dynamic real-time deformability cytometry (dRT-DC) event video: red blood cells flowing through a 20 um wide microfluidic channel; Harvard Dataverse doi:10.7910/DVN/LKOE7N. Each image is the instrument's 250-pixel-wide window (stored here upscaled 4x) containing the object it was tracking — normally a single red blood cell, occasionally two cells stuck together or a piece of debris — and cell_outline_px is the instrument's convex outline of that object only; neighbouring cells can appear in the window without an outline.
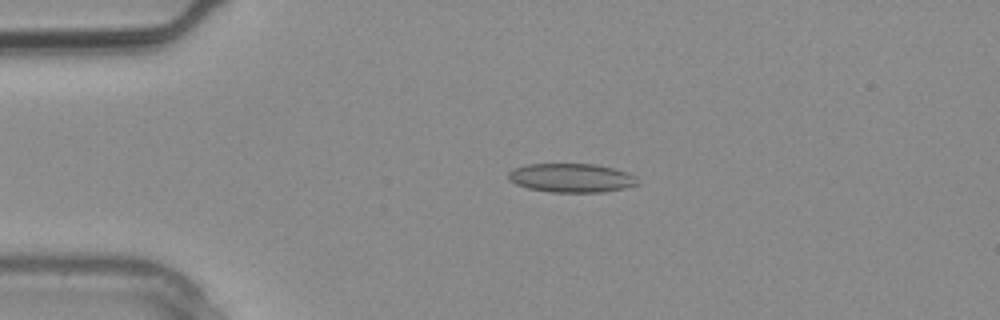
{"species": "common noctule bat (a hibernating species)", "species_latin": "Nyctalus noctula", "temperature_condition": "warm", "stored_images_in_passage": 2, "camera_frame_rate_fps": 3000, "um_per_image_px": 0.085, "animal": {"sex": "male", "body_mass_g": 20.4}, "frame": {"image": 1, "passage_image": 2, "time_ms": 0.333, "image_size_px": [1000, 320], "cell_outline_px": [[640, 184], [624, 188], [604, 192], [552, 192], [528, 188], [516, 184], [508, 180], [508, 172], [512, 168], [528, 164], [596, 164], [628, 172]], "centroid_in_image_um": [48.53, 15.12], "position_along_channel_um": 36.5, "area_um2": 21.73}}